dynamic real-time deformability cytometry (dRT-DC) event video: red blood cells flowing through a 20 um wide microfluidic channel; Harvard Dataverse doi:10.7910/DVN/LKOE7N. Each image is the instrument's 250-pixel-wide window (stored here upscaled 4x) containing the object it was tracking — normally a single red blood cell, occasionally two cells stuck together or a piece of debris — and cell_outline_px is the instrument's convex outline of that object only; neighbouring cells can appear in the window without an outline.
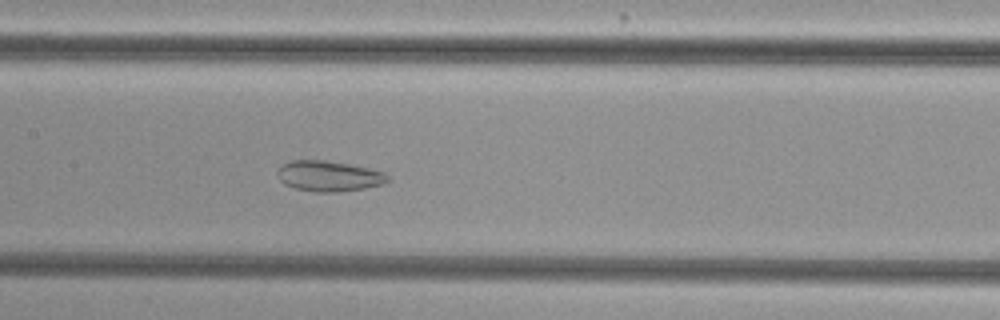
{"species": "common noctule bat (a hibernating species)", "species_latin": "Nyctalus noctula", "temperature_condition": "cold", "stored_images_in_passage": 42, "camera_frame_rate_fps": 3000, "um_per_image_px": 0.085, "animal": {"sex": "female", "body_mass_g": 29.2, "forearm_length_mm": 56.3}, "frame": {"image": 1, "passage_image": 21, "time_ms": 6.667, "image_size_px": [1000, 320], "cell_outline_px": [[388, 180], [380, 184], [364, 188], [336, 192], [316, 192], [296, 188], [284, 184], [280, 180], [276, 172], [284, 164], [292, 160], [324, 160], [348, 164], [368, 168], [384, 172], [388, 176]], "centroid_in_image_um": [27.92, 14.96], "position_along_channel_um": 179.5, "area_um2": 19.31}}
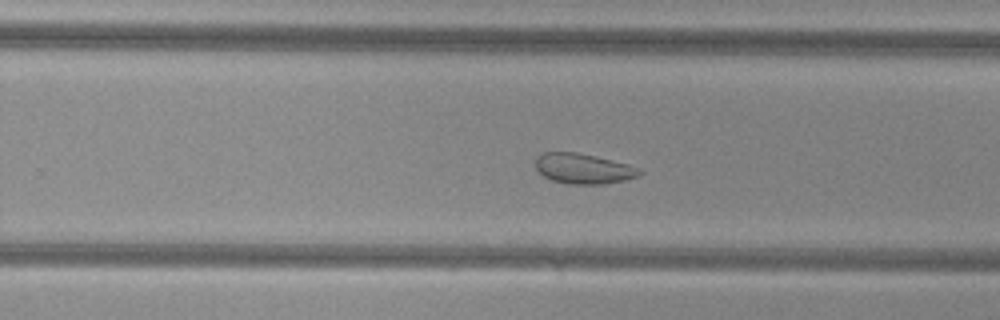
{"frame": {"image": 2, "passage_image": 29, "time_ms": 9.333, "image_size_px": [1000, 320], "cell_outline_px": [[644, 172], [628, 180], [604, 184], [568, 184], [552, 180], [544, 176], [536, 168], [536, 156], [544, 152], [576, 152], [628, 164], [640, 168]], "centroid_in_image_um": [49.6, 14.34], "position_along_channel_um": 280.2, "area_um2": 18.32}}
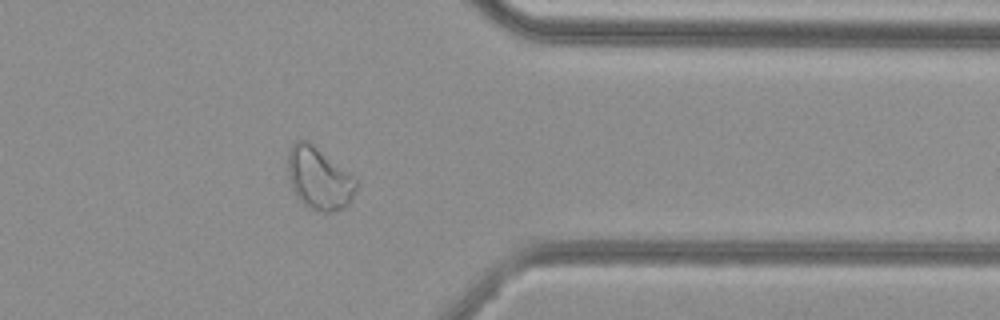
{"frame": {"image": 3, "passage_image": 38, "time_ms": 12.333, "image_size_px": [1000, 320], "cell_outline_px": [[356, 188], [348, 204], [344, 208], [336, 212], [324, 212], [312, 208], [304, 204], [296, 196], [288, 180], [288, 152], [292, 144], [296, 140], [308, 140], [352, 176], [356, 180]], "centroid_in_image_um": [27.08, 15.17], "position_along_channel_um": 384.3, "area_um2": 24.45}, "authors_computed_cell_mechanics": {"area_um2": 21.5883, "velocity_mm_per_s": 3.7962, "shape_relaxation_time_tau1_ms": null, "shape_relaxation_time_tau2_ms": 2.2196, "deformation_change_tau1": null, "deformation_change_tau2": 0.0762}}